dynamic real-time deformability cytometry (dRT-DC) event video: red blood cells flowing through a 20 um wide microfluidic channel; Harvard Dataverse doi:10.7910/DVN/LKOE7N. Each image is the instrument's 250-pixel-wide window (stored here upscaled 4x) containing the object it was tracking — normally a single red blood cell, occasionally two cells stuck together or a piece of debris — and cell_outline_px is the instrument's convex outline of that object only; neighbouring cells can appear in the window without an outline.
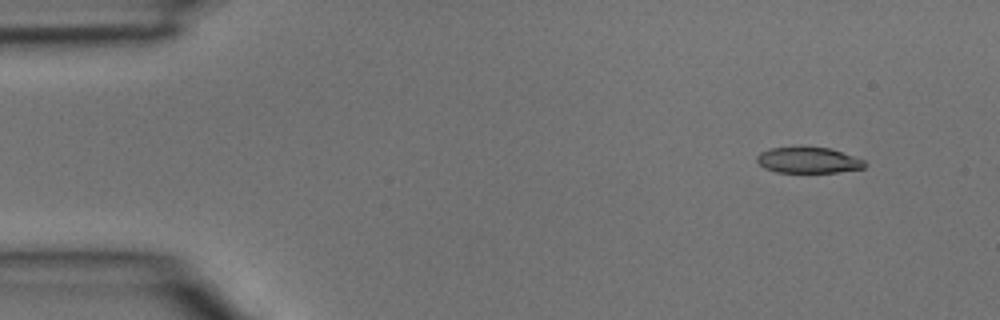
{"species": "common noctule bat (a hibernating species)", "species_latin": "Nyctalus noctula", "temperature_condition": "room temperature", "stored_images_in_passage": 4, "camera_frame_rate_fps": 3000, "um_per_image_px": 0.085, "animal": {"sex": "male", "body_mass_g": 15.6}, "frame": {"image": 1, "passage_image": 2, "time_ms": 0.333, "image_size_px": [1000, 320], "cell_outline_px": [[868, 164], [864, 168], [836, 172], [776, 172], [764, 168], [756, 160], [756, 156], [760, 152], [768, 148], [828, 148], [864, 160]], "centroid_in_image_um": [68.68, 13.63], "position_along_channel_um": 16.3, "area_um2": 15.95}}